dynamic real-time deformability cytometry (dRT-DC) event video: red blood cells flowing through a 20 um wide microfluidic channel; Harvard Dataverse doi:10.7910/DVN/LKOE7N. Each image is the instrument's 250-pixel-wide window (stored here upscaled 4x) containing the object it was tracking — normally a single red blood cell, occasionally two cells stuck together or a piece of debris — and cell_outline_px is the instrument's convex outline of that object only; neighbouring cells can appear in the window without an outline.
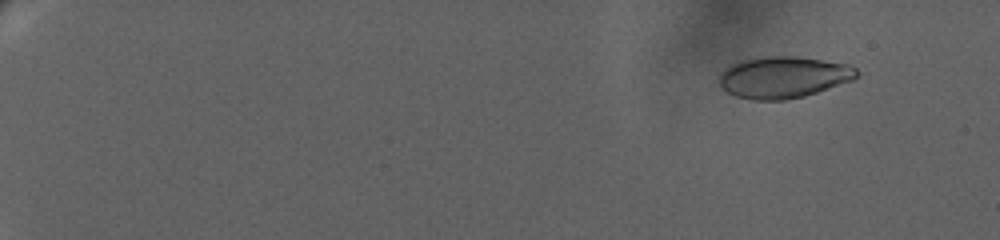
{"species": "human", "species_latin": "Homo sapiens", "temperature_condition": "warm", "stored_images_in_passage": 71, "camera_frame_rate_fps": 3000, "um_per_image_px": 0.085, "donor": {"sex": "female"}, "frame": {"image": 1, "passage_image": 8, "time_ms": 2.333, "image_size_px": [1000, 240], "cell_outline_px": [[860, 72], [852, 80], [804, 96], [784, 100], [752, 100], [736, 96], [728, 92], [720, 84], [720, 72], [724, 68], [740, 60], [760, 56], [796, 56], [848, 64], [856, 68]], "centroid_in_image_um": [66.57, 6.55], "position_along_channel_um": 18.4, "area_um2": 33.29}}
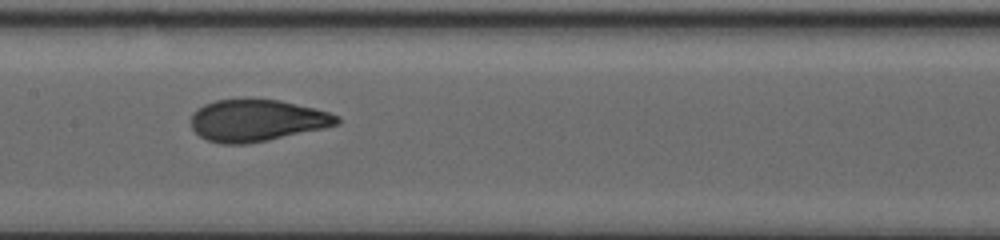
{"frame": {"image": 2, "passage_image": 42, "time_ms": 13.667, "image_size_px": [1000, 240], "cell_outline_px": [[340, 120], [336, 124], [324, 128], [268, 140], [248, 144], [220, 144], [208, 140], [200, 136], [192, 128], [192, 112], [196, 108], [204, 104], [216, 100], [280, 100], [328, 112], [340, 116]], "centroid_in_image_um": [21.8, 10.25], "position_along_channel_um": 185.6, "area_um2": 35.2}}
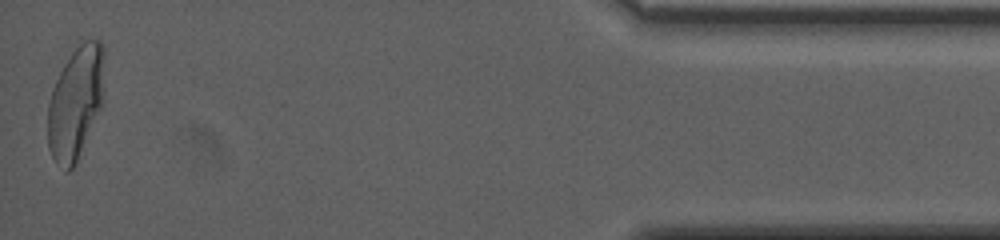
{"frame": {"image": 3, "passage_image": 71, "time_ms": 23.333, "image_size_px": [1000, 240], "cell_outline_px": [[104, 100], [76, 164], [68, 172], [64, 172], [56, 164], [48, 148], [48, 104], [52, 88], [64, 64], [72, 52], [84, 40], [100, 40], [104, 44]], "centroid_in_image_um": [6.44, 8.75], "position_along_channel_um": 428.8, "area_um2": 37.57}, "authors_computed_cell_mechanics": {"area_um2": 34.3332, "velocity_mm_per_s": 3.1634, "shape_relaxation_time_tau1_ms": 5.8316, "shape_relaxation_time_tau2_ms": null, "deformation_change_tau1": 0.2083, "deformation_change_tau2": null}}